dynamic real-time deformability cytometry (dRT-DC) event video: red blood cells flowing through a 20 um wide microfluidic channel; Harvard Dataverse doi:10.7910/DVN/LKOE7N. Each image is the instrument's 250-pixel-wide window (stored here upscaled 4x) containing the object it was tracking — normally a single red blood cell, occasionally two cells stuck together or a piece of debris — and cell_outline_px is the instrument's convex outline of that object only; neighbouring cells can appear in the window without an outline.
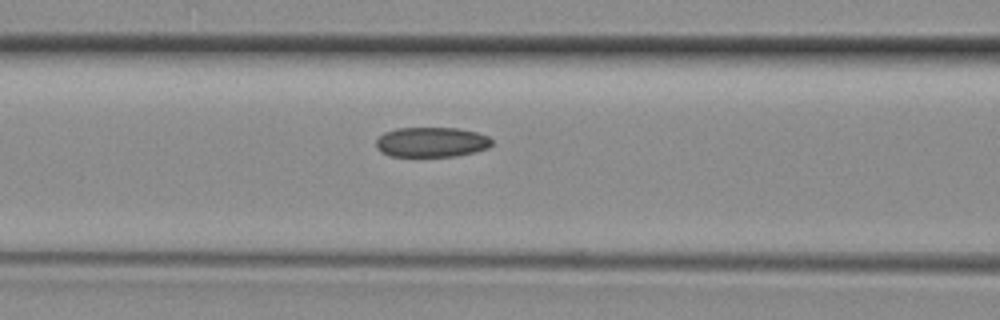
{"species": "common noctule bat (a hibernating species)", "species_latin": "Nyctalus noctula", "temperature_condition": "room temperature", "stored_images_in_passage": 4, "camera_frame_rate_fps": 3000, "um_per_image_px": 0.085, "animal": {"sex": "female", "body_mass_g": 29.2, "forearm_length_mm": 56.3}, "frame": {"image": 1, "passage_image": 4, "time_ms": 1.0, "image_size_px": [1000, 320], "cell_outline_px": [[492, 144], [488, 148], [476, 152], [456, 156], [388, 156], [380, 152], [376, 148], [376, 140], [384, 132], [396, 128], [456, 128], [476, 132], [488, 136], [492, 140]], "centroid_in_image_um": [36.66, 12.08], "position_along_channel_um": 129.9, "area_um2": 20.35}}